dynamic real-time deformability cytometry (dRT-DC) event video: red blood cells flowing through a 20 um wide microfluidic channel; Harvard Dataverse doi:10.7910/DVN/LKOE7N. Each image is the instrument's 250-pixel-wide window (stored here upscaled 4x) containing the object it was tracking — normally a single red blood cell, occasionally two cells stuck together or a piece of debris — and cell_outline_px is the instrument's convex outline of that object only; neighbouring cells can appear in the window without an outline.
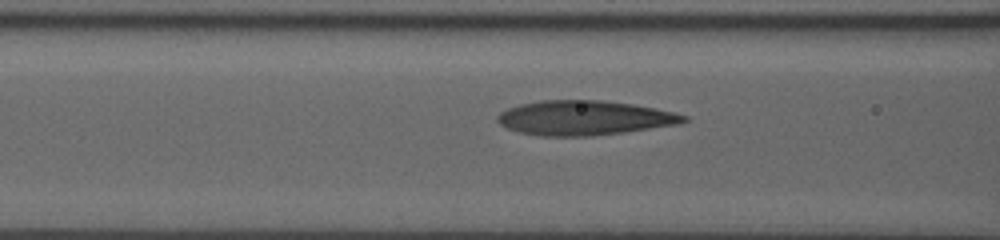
{"species": "human", "species_latin": "Homo sapiens", "temperature_condition": "room temperature", "stored_images_in_passage": 46, "camera_frame_rate_fps": 3000, "um_per_image_px": 0.085, "donor": {"sex": "male"}, "frame": {"image": 1, "passage_image": 20, "time_ms": 6.333, "image_size_px": [1000, 240], "cell_outline_px": [[688, 120], [680, 124], [620, 132], [588, 136], [540, 136], [520, 132], [508, 128], [500, 124], [496, 120], [496, 116], [500, 112], [508, 108], [520, 104], [540, 100], [604, 100], [632, 104], [656, 108], [676, 112], [688, 116]], "centroid_in_image_um": [49.67, 10.01], "position_along_channel_um": 116.9, "area_um2": 37.51}}
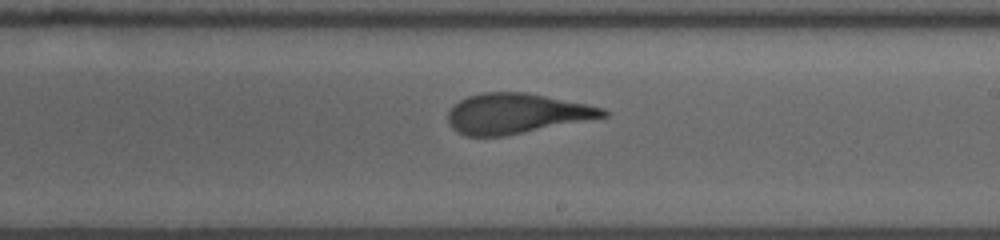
{"frame": {"image": 2, "passage_image": 30, "time_ms": 9.667, "image_size_px": [1000, 240], "cell_outline_px": [[608, 116], [504, 136], [468, 136], [456, 132], [448, 124], [448, 112], [460, 100], [468, 96], [480, 92], [524, 92], [588, 104], [604, 108], [608, 112]], "centroid_in_image_um": [43.87, 9.65], "position_along_channel_um": 245.1, "area_um2": 36.07}}
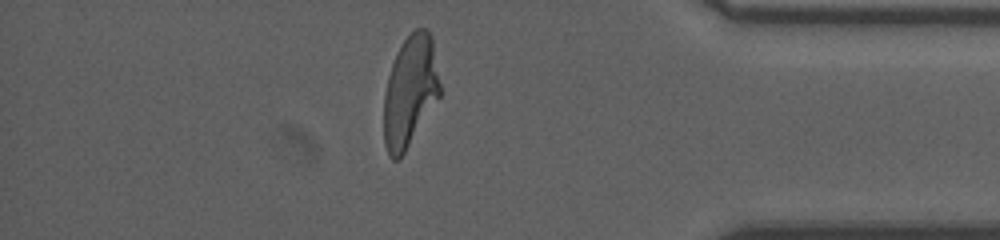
{"frame": {"image": 3, "passage_image": 44, "time_ms": 14.333, "image_size_px": [1000, 240], "cell_outline_px": [[440, 96], [400, 160], [392, 160], [388, 156], [384, 144], [384, 92], [388, 76], [392, 64], [404, 40], [416, 28], [428, 28], [432, 36], [440, 84]], "centroid_in_image_um": [34.85, 7.8], "position_along_channel_um": 400.3, "area_um2": 36.41}}